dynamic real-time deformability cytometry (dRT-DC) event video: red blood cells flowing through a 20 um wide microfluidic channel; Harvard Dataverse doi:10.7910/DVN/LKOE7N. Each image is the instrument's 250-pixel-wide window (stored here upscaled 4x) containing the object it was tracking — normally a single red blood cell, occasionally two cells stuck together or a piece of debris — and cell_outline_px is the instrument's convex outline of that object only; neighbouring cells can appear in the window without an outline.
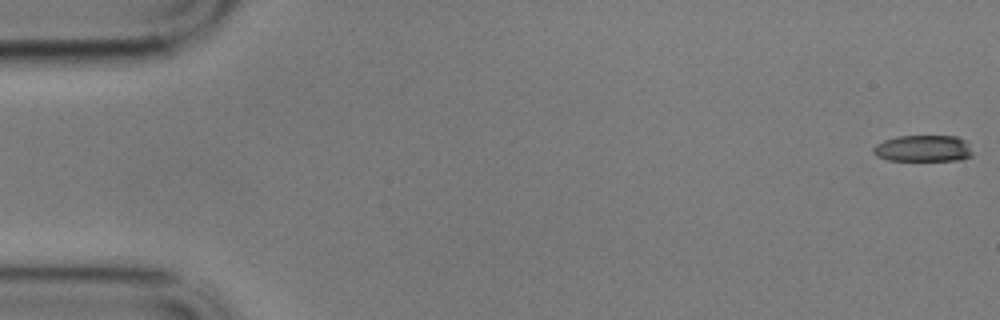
{"species": "common noctule bat (a hibernating species)", "species_latin": "Nyctalus noctula", "temperature_condition": "cold", "stored_images_in_passage": 16, "camera_frame_rate_fps": 3000, "um_per_image_px": 0.085, "animal": {"sex": "male", "body_mass_g": 17.9}, "frame": {"image": 1, "passage_image": 1, "time_ms": 0.0, "image_size_px": [1000, 320], "cell_outline_px": [[972, 156], [964, 160], [888, 160], [876, 156], [872, 152], [872, 148], [876, 144], [884, 140], [896, 136], [956, 136], [964, 140], [968, 144], [972, 152]], "centroid_in_image_um": [78.46, 12.62], "position_along_channel_um": 6.5, "area_um2": 15.43}}
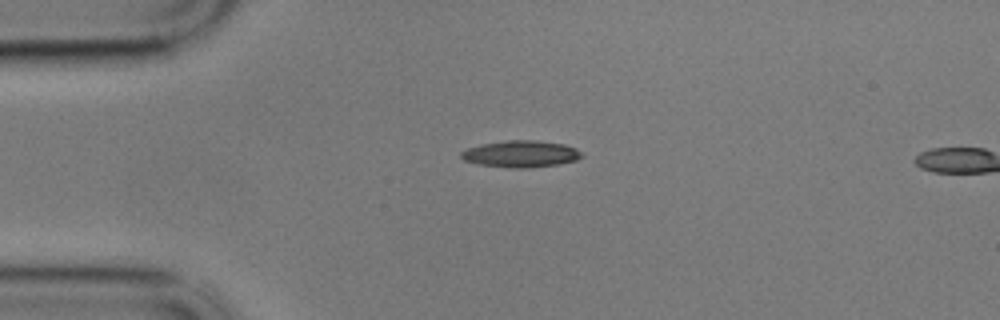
{"frame": {"image": 2, "passage_image": 14, "time_ms": 4.333, "image_size_px": [1000, 320], "cell_outline_px": [[584, 156], [576, 160], [560, 164], [528, 168], [512, 168], [480, 164], [464, 160], [460, 156], [460, 152], [468, 148], [480, 144], [508, 140], [536, 140], [564, 144], [576, 148], [584, 152]], "centroid_in_image_um": [44.32, 13.08], "position_along_channel_um": 40.7, "area_um2": 18.9}}